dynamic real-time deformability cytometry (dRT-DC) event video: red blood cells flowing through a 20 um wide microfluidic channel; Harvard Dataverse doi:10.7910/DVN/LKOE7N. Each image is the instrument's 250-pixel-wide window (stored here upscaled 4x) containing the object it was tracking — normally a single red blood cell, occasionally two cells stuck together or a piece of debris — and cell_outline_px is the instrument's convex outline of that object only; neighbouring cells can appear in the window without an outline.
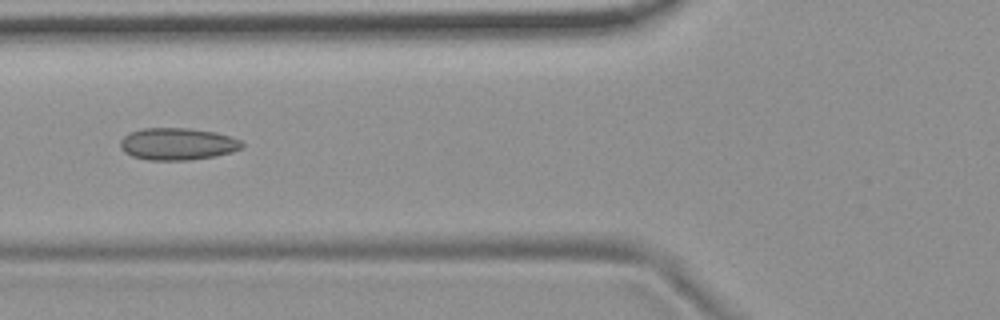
{"species": "common noctule bat (a hibernating species)", "species_latin": "Nyctalus noctula", "temperature_condition": "room temperature", "stored_images_in_passage": 8, "camera_frame_rate_fps": 3000, "um_per_image_px": 0.085, "animal": {"sex": "female", "body_mass_g": 19.9}, "frame": {"image": 1, "passage_image": 6, "time_ms": 5.667, "image_size_px": [1000, 320], "cell_outline_px": [[244, 144], [240, 148], [232, 152], [216, 156], [188, 160], [148, 160], [132, 156], [124, 152], [120, 148], [120, 140], [128, 132], [144, 128], [188, 128], [216, 132], [240, 140]], "centroid_in_image_um": [15.06, 12.24], "position_along_channel_um": 110.7, "area_um2": 22.83}}
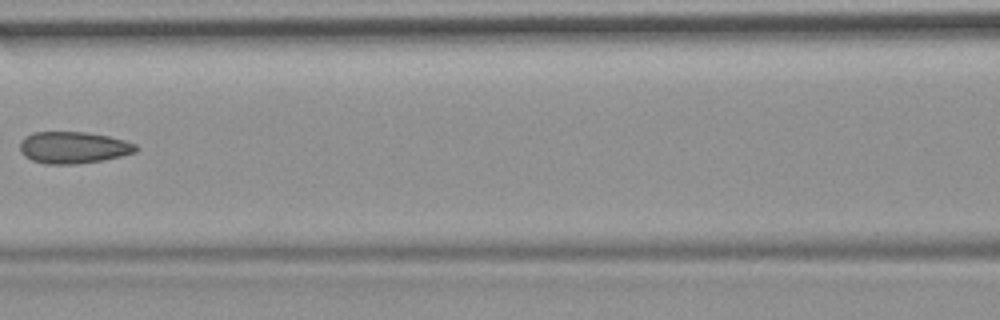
{"frame": {"image": 2, "passage_image": 7, "time_ms": 7.0, "image_size_px": [1000, 320], "cell_outline_px": [[140, 148], [136, 152], [104, 160], [76, 164], [44, 164], [32, 160], [24, 156], [20, 152], [20, 140], [24, 136], [32, 132], [88, 132], [108, 136], [124, 140], [136, 144]], "centroid_in_image_um": [6.22, 12.54], "position_along_channel_um": 160.4, "area_um2": 21.73}}
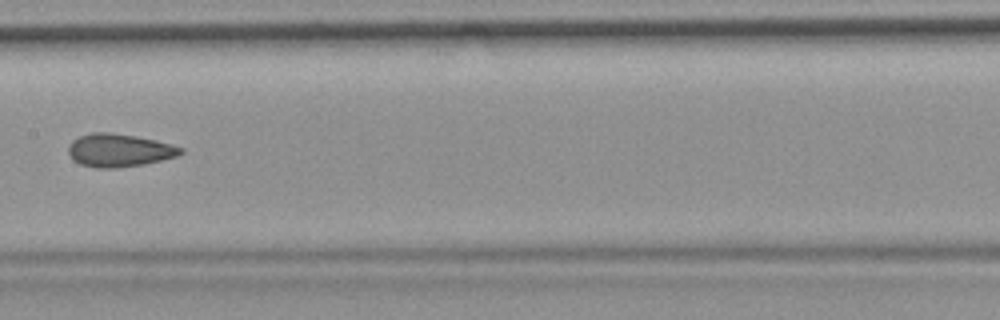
{"frame": {"image": 3, "passage_image": 8, "time_ms": 8.0, "image_size_px": [1000, 320], "cell_outline_px": [[184, 152], [176, 156], [144, 164], [116, 168], [96, 168], [80, 164], [72, 160], [68, 152], [68, 144], [72, 140], [80, 136], [92, 132], [112, 132], [136, 136], [156, 140], [172, 144], [184, 148]], "centroid_in_image_um": [10.11, 12.77], "position_along_channel_um": 197.3, "area_um2": 21.79}}